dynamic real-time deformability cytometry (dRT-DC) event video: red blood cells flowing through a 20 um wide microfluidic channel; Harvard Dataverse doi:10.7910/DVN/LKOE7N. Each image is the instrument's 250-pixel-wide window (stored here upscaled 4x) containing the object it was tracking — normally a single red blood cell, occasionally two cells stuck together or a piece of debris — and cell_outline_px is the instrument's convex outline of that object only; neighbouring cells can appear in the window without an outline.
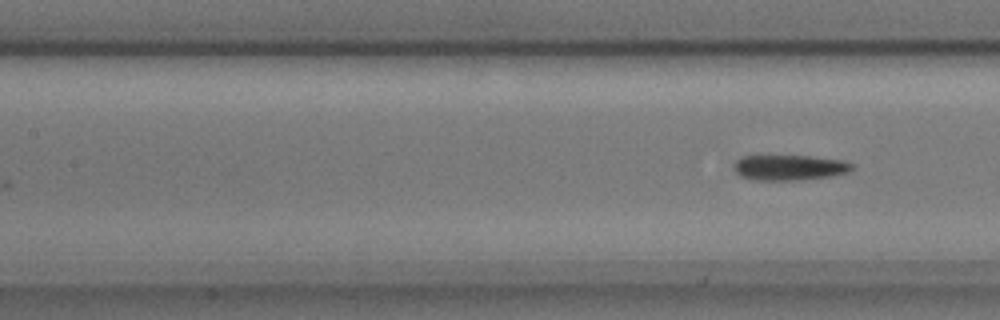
{"species": "common noctule bat (a hibernating species)", "species_latin": "Nyctalus noctula", "temperature_condition": "cold", "stored_images_in_passage": 7, "camera_frame_rate_fps": 3000, "um_per_image_px": 0.085, "animal": {"sex": "male", "body_mass_g": 17.9, "forearm_length_mm": 54.2}, "frame": {"image": 1, "passage_image": 7, "time_ms": 2.0, "image_size_px": [1000, 320], "cell_outline_px": [[852, 168], [848, 172], [832, 176], [796, 180], [752, 180], [740, 176], [732, 168], [732, 164], [740, 156], [808, 156], [844, 160], [852, 164]], "centroid_in_image_um": [67.04, 14.24], "position_along_channel_um": 140.4, "area_um2": 17.57}}